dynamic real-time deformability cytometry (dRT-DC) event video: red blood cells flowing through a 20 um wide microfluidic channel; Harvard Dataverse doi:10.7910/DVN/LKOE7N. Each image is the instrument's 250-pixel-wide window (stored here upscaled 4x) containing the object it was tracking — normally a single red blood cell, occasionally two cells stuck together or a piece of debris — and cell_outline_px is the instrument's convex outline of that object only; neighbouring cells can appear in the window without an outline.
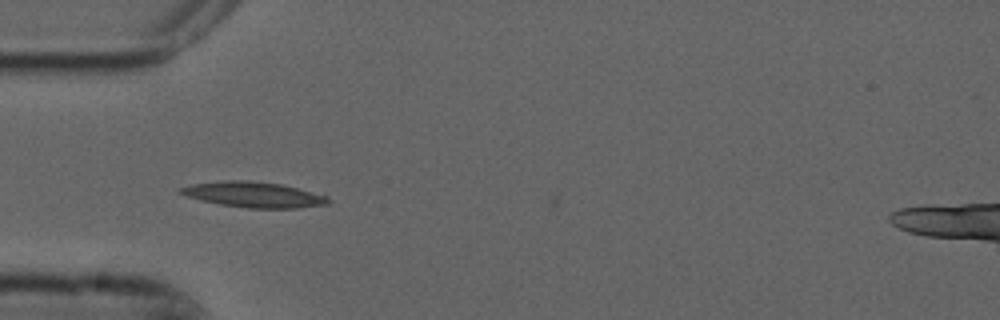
{"species": "common noctule bat (a hibernating species)", "species_latin": "Nyctalus noctula", "temperature_condition": "cold", "stored_images_in_passage": 1, "camera_frame_rate_fps": 3000, "um_per_image_px": 0.085, "animal": {"sex": "male", "forearm_length_mm": 52.5}, "frame": {"image": 1, "passage_image": 1, "time_ms": 0.0, "image_size_px": [1000, 320], "cell_outline_px": [[332, 200], [328, 204], [300, 208], [248, 208], [220, 204], [200, 200], [176, 192], [180, 188], [192, 184], [224, 180], [244, 180], [280, 184], [328, 196]], "centroid_in_image_um": [21.57, 16.55], "position_along_channel_um": 63.4, "area_um2": 21.85}}